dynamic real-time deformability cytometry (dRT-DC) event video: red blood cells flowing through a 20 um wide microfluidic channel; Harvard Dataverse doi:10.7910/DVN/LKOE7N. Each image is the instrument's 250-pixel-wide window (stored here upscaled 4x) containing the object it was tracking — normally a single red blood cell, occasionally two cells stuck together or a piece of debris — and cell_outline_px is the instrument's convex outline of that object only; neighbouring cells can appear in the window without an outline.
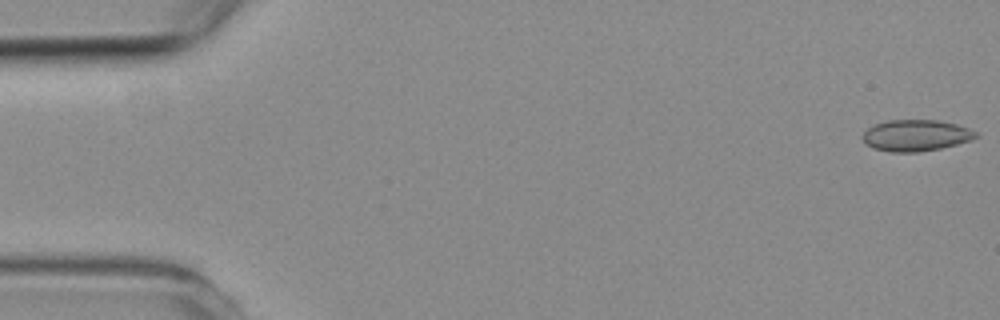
{"species": "common noctule bat (a hibernating species)", "species_latin": "Nyctalus noctula", "temperature_condition": "room temperature", "stored_images_in_passage": 4, "camera_frame_rate_fps": 3000, "um_per_image_px": 0.085, "animal": {"sex": "female", "body_mass_g": 19.3, "forearm_length_mm": 54.1}, "frame": {"image": 1, "passage_image": 1, "time_ms": 0.0, "image_size_px": [1000, 320], "cell_outline_px": [[980, 136], [972, 140], [940, 148], [920, 152], [888, 152], [872, 148], [864, 144], [864, 132], [868, 128], [876, 124], [888, 120], [936, 120], [956, 124], [968, 128], [976, 132]], "centroid_in_image_um": [77.85, 11.52], "position_along_channel_um": 7.1, "area_um2": 20.69}}
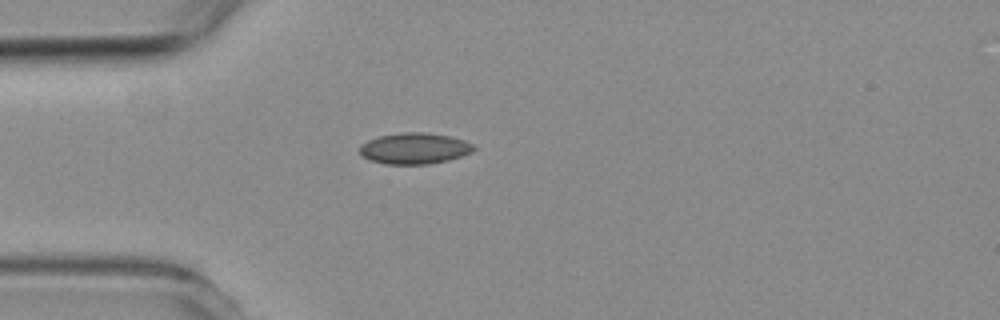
{"frame": {"image": 2, "passage_image": 4, "time_ms": 4.333, "image_size_px": [1000, 320], "cell_outline_px": [[476, 148], [472, 152], [448, 160], [428, 164], [384, 164], [368, 160], [360, 156], [360, 144], [368, 140], [380, 136], [400, 132], [420, 132], [448, 136], [464, 140], [472, 144]], "centroid_in_image_um": [35.18, 12.62], "position_along_channel_um": 49.8, "area_um2": 20.69}}